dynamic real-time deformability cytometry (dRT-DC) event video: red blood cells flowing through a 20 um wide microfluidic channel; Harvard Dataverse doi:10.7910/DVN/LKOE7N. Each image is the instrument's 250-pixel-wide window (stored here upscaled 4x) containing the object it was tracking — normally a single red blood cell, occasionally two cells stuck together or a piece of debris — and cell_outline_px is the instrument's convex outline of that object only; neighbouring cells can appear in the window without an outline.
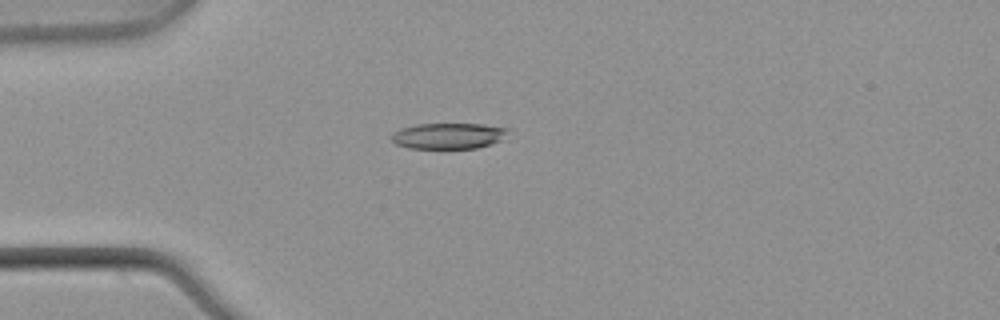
{"species": "common noctule bat (a hibernating species)", "species_latin": "Nyctalus noctula", "temperature_condition": "warm", "stored_images_in_passage": 5, "camera_frame_rate_fps": 3000, "um_per_image_px": 0.085, "animal": {"sex": "male", "body_mass_g": 21.5, "forearm_length_mm": 52.0}, "frame": {"image": 1, "passage_image": 4, "time_ms": 1.0, "image_size_px": [1000, 320], "cell_outline_px": [[508, 132], [500, 140], [476, 148], [408, 148], [396, 144], [392, 140], [392, 132], [400, 128], [416, 124], [480, 124], [508, 128]], "centroid_in_image_um": [38.06, 11.54], "position_along_channel_um": 46.9, "area_um2": 17.4}}